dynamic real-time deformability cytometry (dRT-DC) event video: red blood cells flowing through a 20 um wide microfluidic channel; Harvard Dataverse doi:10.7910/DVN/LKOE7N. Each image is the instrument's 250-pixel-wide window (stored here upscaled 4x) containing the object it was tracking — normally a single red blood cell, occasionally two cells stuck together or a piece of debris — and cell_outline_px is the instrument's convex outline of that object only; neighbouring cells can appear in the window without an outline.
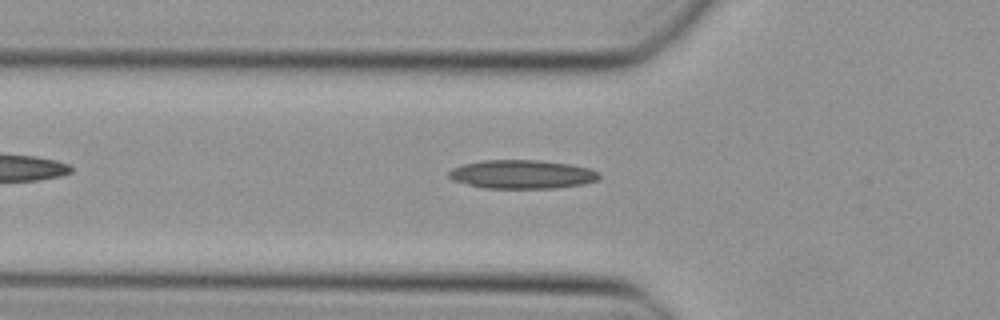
{"species": "Egyptian fruit bat (a non-hibernating species)", "species_latin": "Rousettus aegyptiacus", "temperature_condition": "cold", "stored_images_in_passage": 38, "camera_frame_rate_fps": 3000, "um_per_image_px": 0.085, "animal": {"sex": "female"}, "frame": {"image": 1, "passage_image": 7, "time_ms": 2.0, "image_size_px": [1000, 320], "cell_outline_px": [[600, 176], [596, 180], [584, 184], [556, 188], [484, 188], [452, 180], [448, 176], [448, 172], [452, 168], [464, 164], [484, 160], [540, 160], [572, 164], [588, 168], [600, 172]], "centroid_in_image_um": [44.39, 14.81], "position_along_channel_um": 81.4, "area_um2": 25.2}}
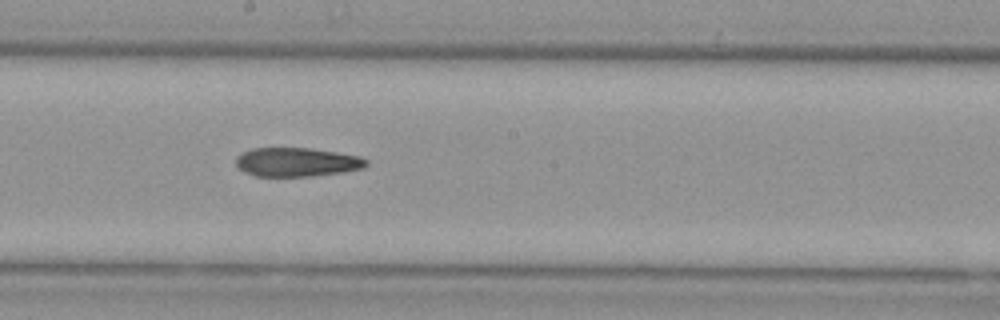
{"frame": {"image": 2, "passage_image": 17, "time_ms": 5.333, "image_size_px": [1000, 320], "cell_outline_px": [[368, 164], [364, 168], [344, 172], [312, 176], [256, 176], [244, 172], [236, 168], [236, 156], [252, 148], [308, 148], [336, 152], [360, 156], [368, 160]], "centroid_in_image_um": [25.23, 13.78], "position_along_channel_um": 223.0, "area_um2": 22.08}}
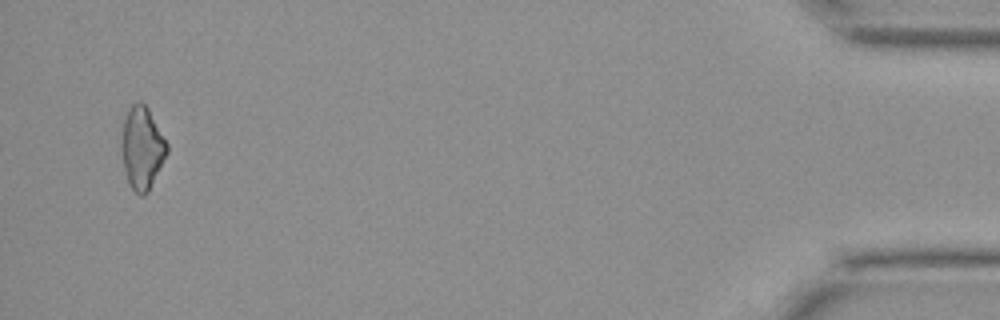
{"frame": {"image": 3, "passage_image": 37, "time_ms": 12.0, "image_size_px": [1000, 320], "cell_outline_px": [[168, 152], [148, 192], [144, 196], [140, 196], [128, 184], [124, 168], [120, 148], [120, 144], [124, 120], [132, 104], [140, 100], [148, 108], [168, 144]], "centroid_in_image_um": [12.06, 12.59], "position_along_channel_um": 423.1, "area_um2": 21.85}}